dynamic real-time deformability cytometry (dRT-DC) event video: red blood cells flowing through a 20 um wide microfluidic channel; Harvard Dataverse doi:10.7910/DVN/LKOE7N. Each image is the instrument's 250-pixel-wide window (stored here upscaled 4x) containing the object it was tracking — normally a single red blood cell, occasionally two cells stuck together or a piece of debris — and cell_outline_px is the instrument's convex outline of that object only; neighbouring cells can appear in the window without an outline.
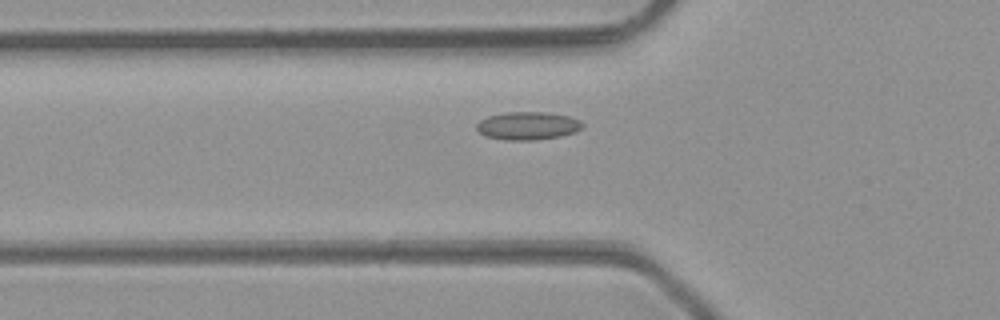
{"species": "common noctule bat (a hibernating species)", "species_latin": "Nyctalus noctula", "temperature_condition": "room temperature", "stored_images_in_passage": 43, "camera_frame_rate_fps": 3000, "um_per_image_px": 0.085, "animal": {"sex": "male", "body_mass_g": 23.1, "forearm_length_mm": 52.7}, "frame": {"image": 1, "passage_image": 11, "time_ms": 3.333, "image_size_px": [1000, 320], "cell_outline_px": [[584, 128], [576, 132], [560, 136], [536, 140], [504, 140], [484, 136], [476, 128], [476, 124], [480, 120], [488, 116], [504, 112], [544, 112], [568, 116], [580, 120], [584, 124]], "centroid_in_image_um": [44.87, 10.69], "position_along_channel_um": 80.9, "area_um2": 17.46}}
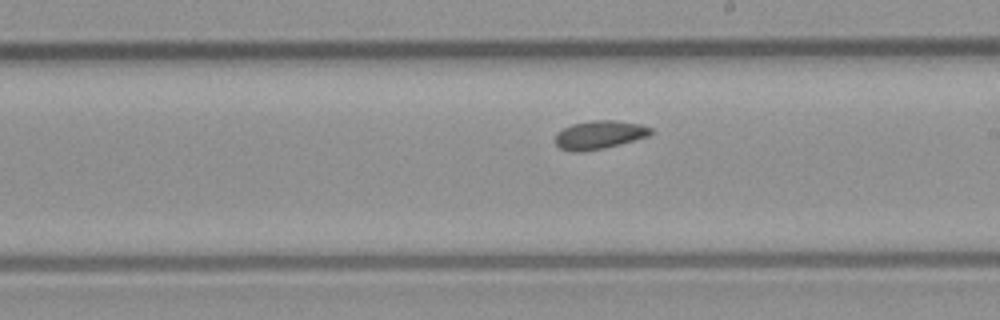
{"frame": {"image": 2, "passage_image": 22, "time_ms": 7.0, "image_size_px": [1000, 320], "cell_outline_px": [[652, 132], [648, 136], [620, 144], [604, 148], [584, 152], [572, 152], [560, 148], [552, 140], [556, 132], [572, 124], [592, 120], [616, 120], [640, 124], [652, 128]], "centroid_in_image_um": [50.89, 11.46], "position_along_channel_um": 238.1, "area_um2": 16.01}}
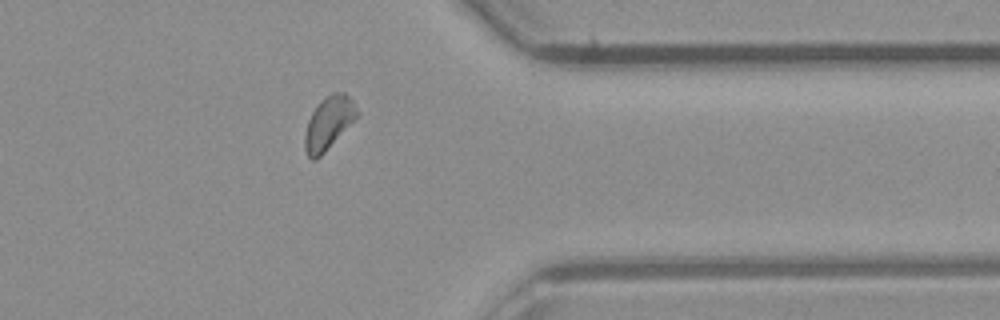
{"frame": {"image": 3, "passage_image": 33, "time_ms": 10.667, "image_size_px": [1000, 320], "cell_outline_px": [[360, 116], [316, 160], [312, 160], [308, 156], [304, 148], [304, 136], [308, 120], [316, 104], [320, 100], [332, 92], [344, 92], [352, 100], [360, 112]], "centroid_in_image_um": [27.95, 10.44], "position_along_channel_um": 383.4, "area_um2": 16.36}}